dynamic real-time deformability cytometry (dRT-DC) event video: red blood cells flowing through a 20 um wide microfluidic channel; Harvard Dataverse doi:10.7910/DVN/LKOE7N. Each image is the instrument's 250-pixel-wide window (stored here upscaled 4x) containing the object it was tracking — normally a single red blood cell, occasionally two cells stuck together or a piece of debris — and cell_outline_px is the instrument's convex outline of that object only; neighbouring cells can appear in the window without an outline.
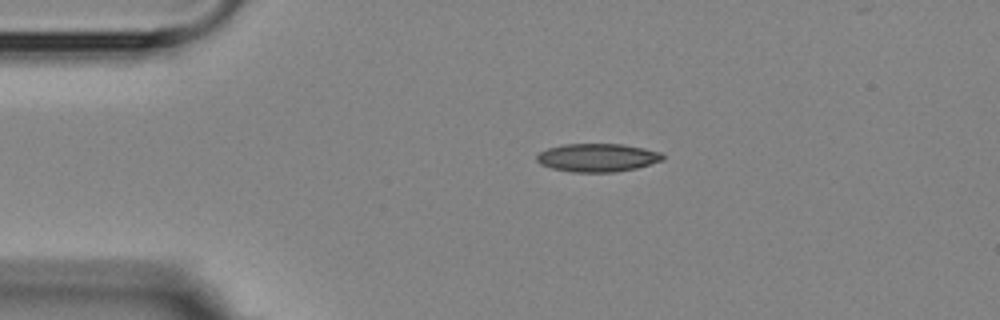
{"species": "Egyptian fruit bat (a non-hibernating species)", "species_latin": "Rousettus aegyptiacus", "temperature_condition": "room temperature", "stored_images_in_passage": 2, "camera_frame_rate_fps": 3000, "um_per_image_px": 0.085, "animal": {"sex": "female"}, "frame": {"image": 1, "passage_image": 1, "time_ms": 0.0, "image_size_px": [1000, 320], "cell_outline_px": [[664, 160], [636, 168], [616, 172], [572, 172], [552, 168], [540, 164], [536, 160], [536, 156], [540, 152], [548, 148], [564, 144], [624, 144], [644, 148], [660, 152], [664, 156]], "centroid_in_image_um": [50.79, 13.4], "position_along_channel_um": 34.2, "area_um2": 20.75}}